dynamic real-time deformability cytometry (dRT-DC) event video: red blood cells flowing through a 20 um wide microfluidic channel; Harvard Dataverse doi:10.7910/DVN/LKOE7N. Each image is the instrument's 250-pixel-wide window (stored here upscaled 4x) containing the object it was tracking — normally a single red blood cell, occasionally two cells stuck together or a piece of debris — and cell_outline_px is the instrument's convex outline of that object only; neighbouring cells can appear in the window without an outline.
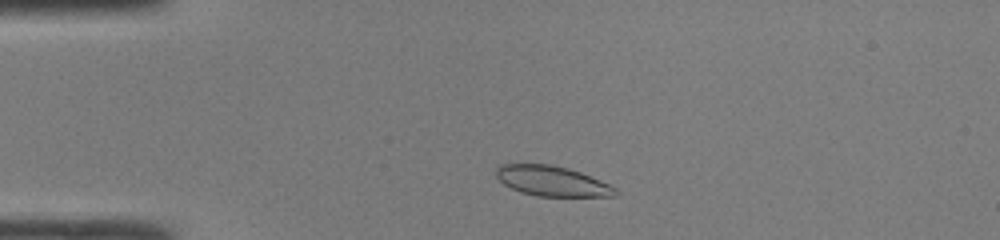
{"species": "common noctule bat (a hibernating species)", "species_latin": "Nyctalus noctula", "temperature_condition": "room temperature", "stored_images_in_passage": 35, "camera_frame_rate_fps": 3000, "um_per_image_px": 0.085, "animal": {"sex": "male", "body_mass_g": 19.0, "forearm_length_mm": 50.8}, "frame": {"image": 1, "passage_image": 4, "time_ms": 1.0, "image_size_px": [1000, 240], "cell_outline_px": [[620, 192], [616, 196], [536, 196], [520, 192], [504, 184], [496, 176], [496, 168], [500, 164], [552, 164], [568, 168], [580, 172], [600, 180], [616, 188]], "centroid_in_image_um": [46.93, 15.39], "position_along_channel_um": 38.1, "area_um2": 20.92}}
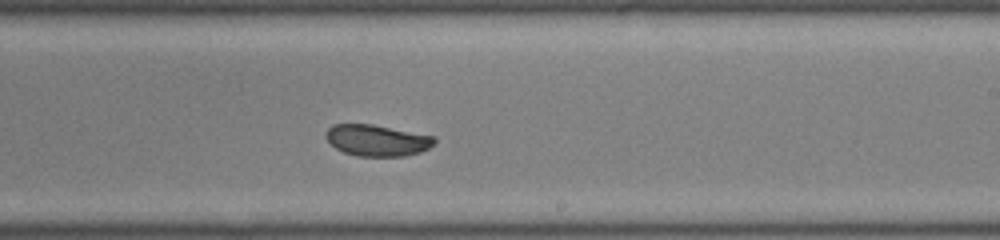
{"frame": {"image": 2, "passage_image": 22, "time_ms": 7.0, "image_size_px": [1000, 240], "cell_outline_px": [[436, 140], [428, 148], [420, 152], [404, 156], [356, 156], [344, 152], [336, 148], [324, 136], [328, 128], [332, 124], [372, 124], [436, 136]], "centroid_in_image_um": [32.05, 11.92], "position_along_channel_um": 257.0, "area_um2": 19.83}}
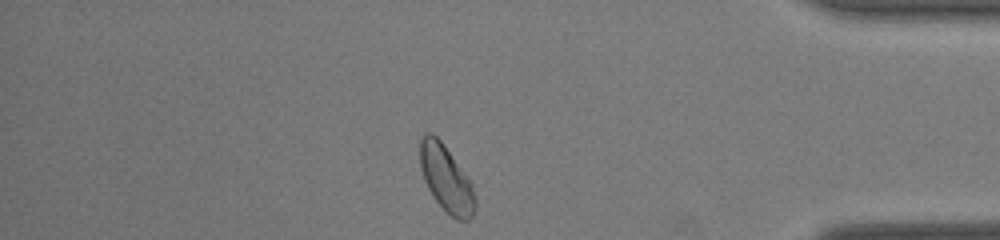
{"frame": {"image": 3, "passage_image": 34, "time_ms": 11.0, "image_size_px": [1000, 240], "cell_outline_px": [[476, 208], [472, 216], [468, 220], [456, 220], [432, 196], [424, 180], [420, 168], [420, 140], [424, 132], [432, 132], [444, 144], [472, 180], [476, 200]], "centroid_in_image_um": [37.95, 15.16], "position_along_channel_um": 397.2, "area_um2": 21.68}, "authors_computed_cell_mechanics": {"area_um2": 20.6346, "velocity_mm_per_s": 4.245, "shape_relaxation_time_tau1_ms": 3.7535, "shape_relaxation_time_tau2_ms": null, "deformation_change_tau1": 0.0982, "deformation_change_tau2": null}}